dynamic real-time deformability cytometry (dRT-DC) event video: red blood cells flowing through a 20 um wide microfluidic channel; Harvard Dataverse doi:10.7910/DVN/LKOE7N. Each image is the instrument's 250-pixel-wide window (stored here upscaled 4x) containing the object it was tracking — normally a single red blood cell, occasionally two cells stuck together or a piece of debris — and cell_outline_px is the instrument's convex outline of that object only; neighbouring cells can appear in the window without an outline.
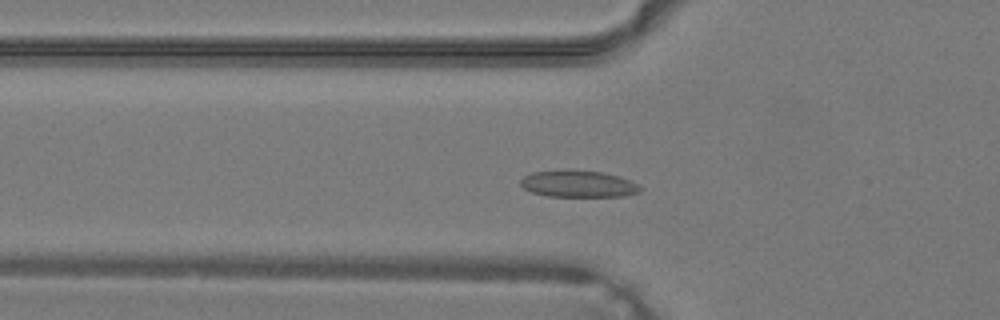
{"species": "common noctule bat (a hibernating species)", "species_latin": "Nyctalus noctula", "temperature_condition": "warm", "stored_images_in_passage": 36, "camera_frame_rate_fps": 3000, "um_per_image_px": 0.085, "animal": {"sex": "male", "body_mass_g": 19.2, "forearm_length_mm": 51.8}, "frame": {"image": 1, "passage_image": 10, "time_ms": 3.0, "image_size_px": [1000, 320], "cell_outline_px": [[644, 188], [640, 192], [624, 196], [548, 196], [532, 192], [524, 188], [520, 184], [520, 180], [524, 176], [532, 172], [568, 168], [604, 172], [620, 176]], "centroid_in_image_um": [49.15, 15.6], "position_along_channel_um": 76.7, "area_um2": 19.02}}
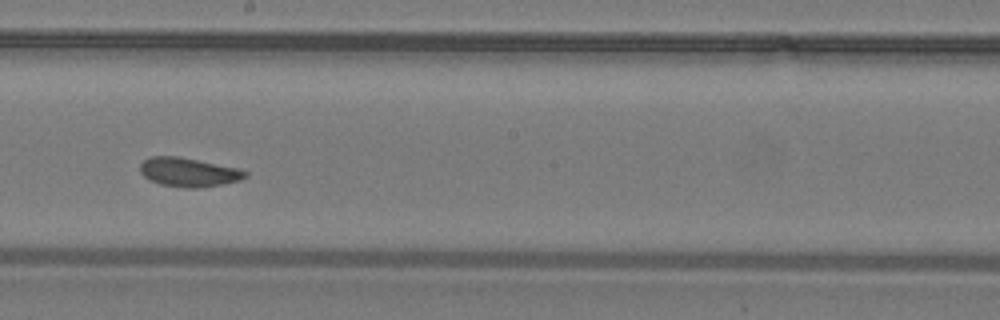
{"frame": {"image": 2, "passage_image": 19, "time_ms": 6.0, "image_size_px": [1000, 320], "cell_outline_px": [[248, 176], [240, 180], [224, 184], [200, 188], [188, 188], [160, 184], [144, 176], [140, 172], [140, 164], [144, 160], [152, 156], [180, 156], [240, 168], [248, 172]], "centroid_in_image_um": [16.08, 14.63], "position_along_channel_um": 232.1, "area_um2": 17.92}}
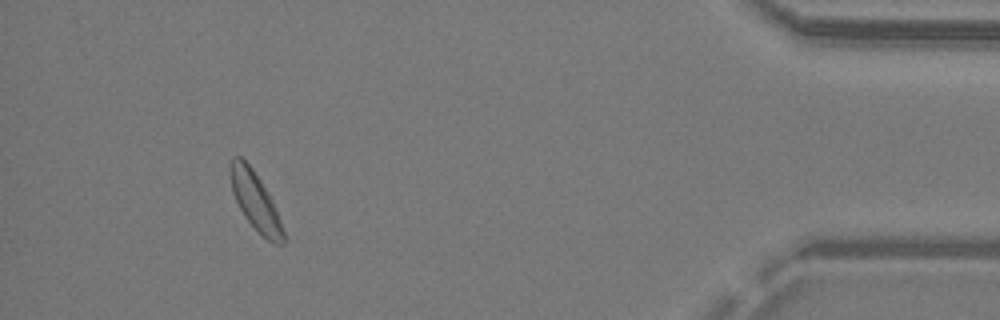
{"frame": {"image": 3, "passage_image": 33, "time_ms": 10.667, "image_size_px": [1000, 320], "cell_outline_px": [[284, 244], [272, 244], [244, 216], [232, 192], [228, 172], [228, 164], [232, 156], [240, 156], [252, 168], [260, 180], [272, 200], [280, 220], [284, 232]], "centroid_in_image_um": [21.66, 17.04], "position_along_channel_um": 413.5, "area_um2": 17.74}}